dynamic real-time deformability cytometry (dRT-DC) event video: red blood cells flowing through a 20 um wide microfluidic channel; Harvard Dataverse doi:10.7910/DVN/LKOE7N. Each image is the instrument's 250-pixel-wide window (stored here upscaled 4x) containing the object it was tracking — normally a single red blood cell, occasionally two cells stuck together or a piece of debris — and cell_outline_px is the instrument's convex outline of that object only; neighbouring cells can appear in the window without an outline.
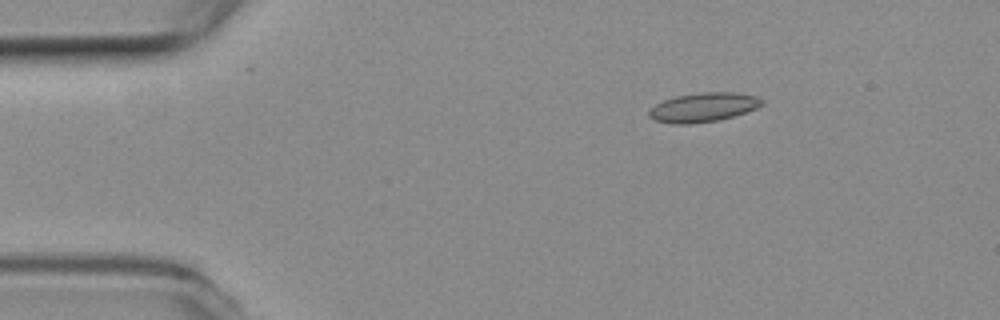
{"species": "common noctule bat (a hibernating species)", "species_latin": "Nyctalus noctula", "temperature_condition": "room temperature", "stored_images_in_passage": 10, "camera_frame_rate_fps": 3000, "um_per_image_px": 0.085, "animal": {"sex": "female", "body_mass_g": 19.3, "forearm_length_mm": 54.1}, "frame": {"image": 1, "passage_image": 1, "time_ms": 0.0, "image_size_px": [1000, 320], "cell_outline_px": [[764, 104], [756, 108], [720, 120], [688, 124], [672, 124], [656, 120], [648, 116], [648, 112], [656, 104], [664, 100], [676, 96], [704, 92], [732, 92], [756, 96], [764, 100]], "centroid_in_image_um": [59.79, 9.12], "position_along_channel_um": 25.2, "area_um2": 19.02}}